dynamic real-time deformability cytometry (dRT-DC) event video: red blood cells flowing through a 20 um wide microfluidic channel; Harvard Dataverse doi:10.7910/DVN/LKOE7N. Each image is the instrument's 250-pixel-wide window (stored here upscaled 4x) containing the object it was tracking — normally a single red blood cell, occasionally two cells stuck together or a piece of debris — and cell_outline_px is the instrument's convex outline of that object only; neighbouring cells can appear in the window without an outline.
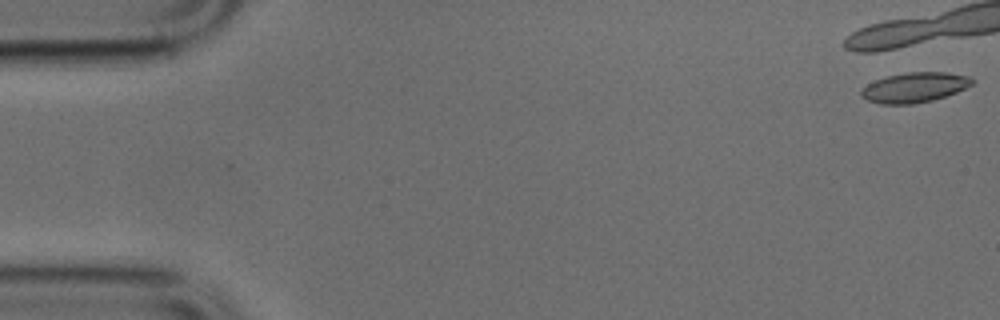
{"species": "common noctule bat (a hibernating species)", "species_latin": "Nyctalus noctula", "temperature_condition": "cold", "stored_images_in_passage": 21, "camera_frame_rate_fps": 3000, "um_per_image_px": 0.085, "animal": {"sex": "male", "body_mass_g": 17.9, "forearm_length_mm": 54.2}, "frame": {"image": 1, "passage_image": 1, "time_ms": 0.0, "image_size_px": [1000, 320], "cell_outline_px": [[976, 80], [972, 84], [956, 92], [932, 100], [912, 104], [880, 104], [868, 100], [860, 96], [860, 88], [884, 76], [908, 72], [948, 72], [968, 76]], "centroid_in_image_um": [77.7, 7.42], "position_along_channel_um": 7.3, "area_um2": 19.42}}